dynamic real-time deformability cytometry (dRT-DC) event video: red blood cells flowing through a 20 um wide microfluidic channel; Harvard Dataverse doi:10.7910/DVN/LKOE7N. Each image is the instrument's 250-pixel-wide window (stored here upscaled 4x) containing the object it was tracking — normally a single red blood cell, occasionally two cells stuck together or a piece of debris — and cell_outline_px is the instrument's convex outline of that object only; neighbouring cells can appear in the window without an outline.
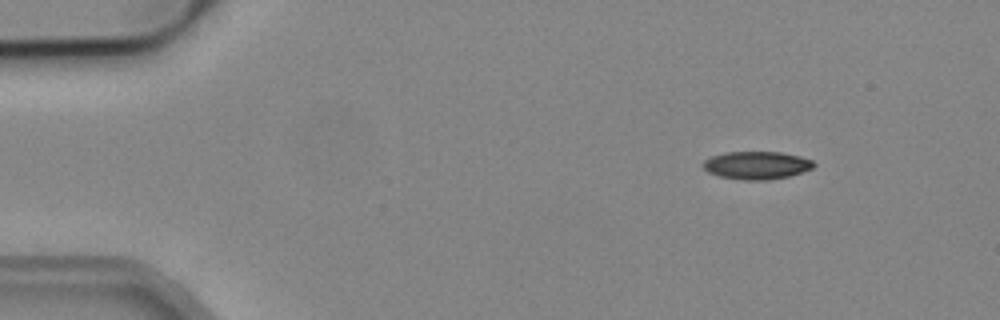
{"species": "common noctule bat (a hibernating species)", "species_latin": "Nyctalus noctula", "temperature_condition": "cold", "stored_images_in_passage": 8, "camera_frame_rate_fps": 3000, "um_per_image_px": 0.085, "animal": {"sex": "male", "body_mass_g": 19.2, "forearm_length_mm": 51.8}, "frame": {"image": 1, "passage_image": 1, "time_ms": 0.0, "image_size_px": [1000, 320], "cell_outline_px": [[816, 164], [812, 168], [788, 176], [768, 180], [744, 180], [720, 176], [708, 172], [704, 168], [704, 160], [712, 156], [724, 152], [780, 152], [800, 156], [812, 160]], "centroid_in_image_um": [64.32, 14.04], "position_along_channel_um": 20.7, "area_um2": 17.8}}